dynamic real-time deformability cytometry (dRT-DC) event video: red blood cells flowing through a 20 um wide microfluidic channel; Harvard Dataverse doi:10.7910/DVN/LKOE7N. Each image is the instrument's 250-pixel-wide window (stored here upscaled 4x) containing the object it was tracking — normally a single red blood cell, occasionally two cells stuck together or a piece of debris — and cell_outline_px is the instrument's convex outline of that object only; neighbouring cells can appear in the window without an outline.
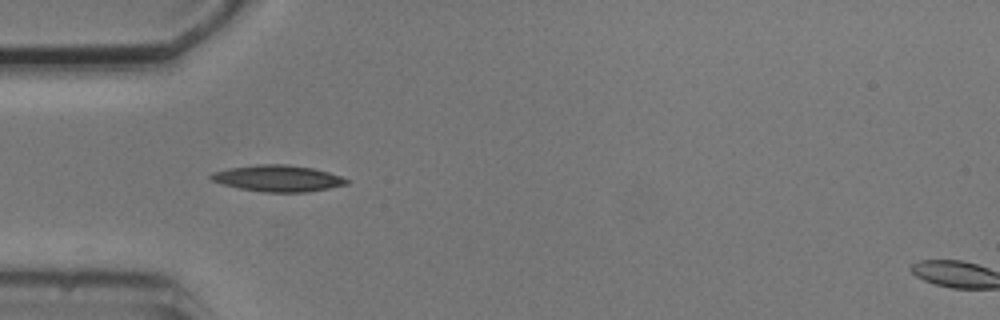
{"species": "common noctule bat (a hibernating species)", "species_latin": "Nyctalus noctula", "temperature_condition": "cold", "stored_images_in_passage": 2, "camera_frame_rate_fps": 3000, "um_per_image_px": 0.085, "animal": {"sex": "male", "body_mass_g": 20.5, "forearm_length_mm": 52.5}, "frame": {"image": 1, "passage_image": 1, "time_ms": 0.0, "image_size_px": [1000, 320], "cell_outline_px": [[348, 184], [308, 192], [264, 192], [240, 188], [224, 184], [212, 180], [208, 176], [212, 172], [228, 168], [256, 164], [288, 164], [312, 168], [328, 172], [340, 176], [348, 180]], "centroid_in_image_um": [23.6, 15.15], "position_along_channel_um": 61.4, "area_um2": 20.75}}
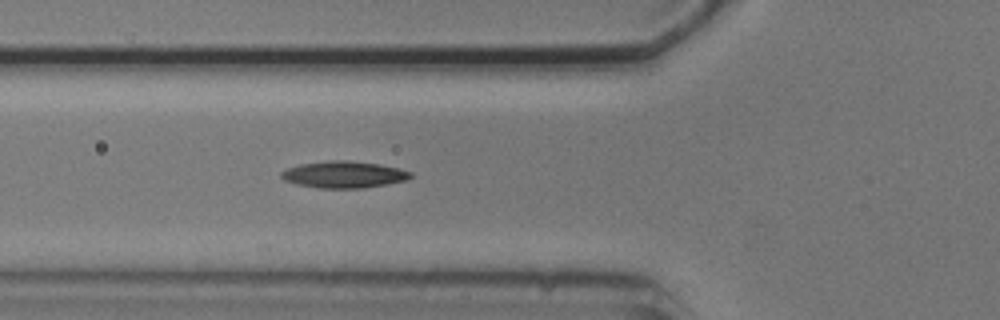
{"frame": {"image": 2, "passage_image": 2, "time_ms": 1.0, "image_size_px": [1000, 320], "cell_outline_px": [[412, 176], [408, 180], [388, 184], [364, 188], [316, 188], [296, 184], [284, 180], [280, 176], [280, 172], [288, 168], [300, 164], [328, 160], [348, 160], [380, 164], [400, 168], [412, 172]], "centroid_in_image_um": [29.24, 14.83], "position_along_channel_um": 96.6, "area_um2": 20.4}}